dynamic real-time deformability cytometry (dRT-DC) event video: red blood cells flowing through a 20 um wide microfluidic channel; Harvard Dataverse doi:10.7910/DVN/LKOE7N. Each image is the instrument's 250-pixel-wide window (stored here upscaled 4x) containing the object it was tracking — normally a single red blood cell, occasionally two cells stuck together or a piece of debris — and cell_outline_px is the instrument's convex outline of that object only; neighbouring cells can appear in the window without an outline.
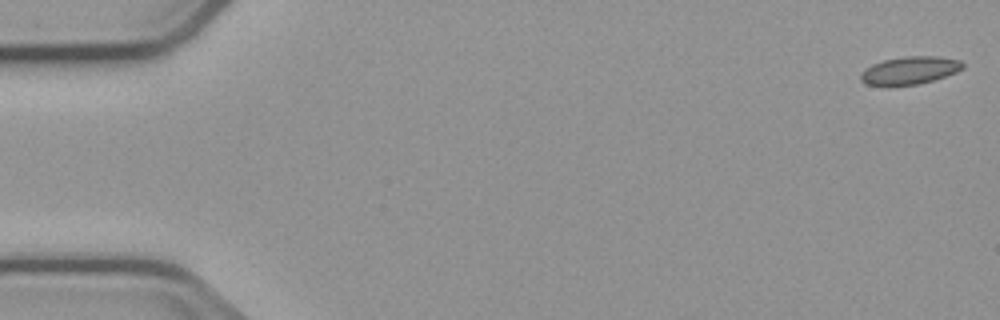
{"species": "common noctule bat (a hibernating species)", "species_latin": "Nyctalus noctula", "temperature_condition": "cold", "stored_images_in_passage": 5, "camera_frame_rate_fps": 3000, "um_per_image_px": 0.085, "animal": {"sex": "male", "body_mass_g": 23.1, "forearm_length_mm": 52.7}, "frame": {"image": 1, "passage_image": 1, "time_ms": 0.0, "image_size_px": [1000, 320], "cell_outline_px": [[964, 68], [956, 72], [932, 80], [916, 84], [888, 88], [884, 88], [868, 84], [860, 80], [860, 72], [864, 68], [872, 64], [884, 60], [904, 56], [936, 56], [960, 60], [964, 64]], "centroid_in_image_um": [77.25, 6.01], "position_along_channel_um": 7.7, "area_um2": 16.94}}
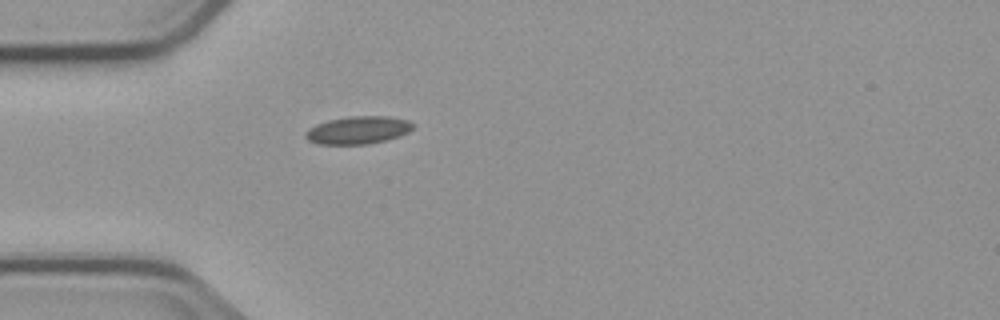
{"frame": {"image": 2, "passage_image": 5, "time_ms": 5.0, "image_size_px": [1000, 320], "cell_outline_px": [[412, 128], [408, 132], [400, 136], [368, 144], [316, 144], [308, 140], [304, 136], [304, 132], [308, 128], [316, 124], [328, 120], [348, 116], [388, 116], [408, 120], [412, 124]], "centroid_in_image_um": [30.38, 11.06], "position_along_channel_um": 54.6, "area_um2": 17.4}}